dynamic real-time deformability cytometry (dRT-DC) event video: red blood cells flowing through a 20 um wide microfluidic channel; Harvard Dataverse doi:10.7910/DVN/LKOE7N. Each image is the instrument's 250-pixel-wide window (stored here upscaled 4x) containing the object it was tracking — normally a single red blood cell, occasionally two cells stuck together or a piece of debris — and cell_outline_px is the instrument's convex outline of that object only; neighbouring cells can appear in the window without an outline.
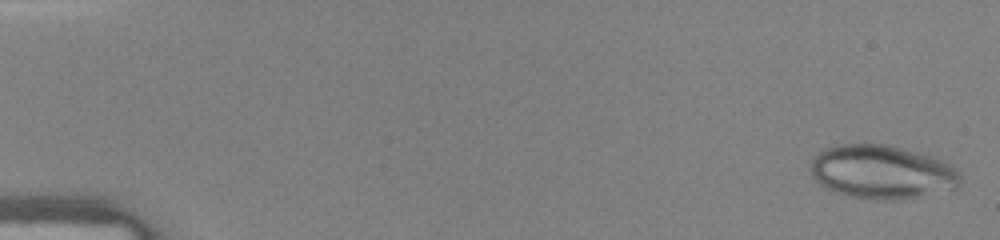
{"species": "human", "species_latin": "Homo sapiens", "temperature_condition": "warm", "stored_images_in_passage": 44, "camera_frame_rate_fps": 3000, "um_per_image_px": 0.085, "donor": {"sex": "female"}, "frame": {"image": 1, "passage_image": 1, "time_ms": 0.0, "image_size_px": [1000, 240], "cell_outline_px": [[960, 184], [956, 188], [900, 200], [884, 200], [852, 196], [836, 192], [824, 188], [812, 176], [808, 168], [812, 156], [824, 148], [836, 144], [888, 144], [904, 148], [932, 156], [944, 160], [952, 164], [960, 172]], "centroid_in_image_um": [74.94, 14.59], "position_along_channel_um": 10.1, "area_um2": 47.4}}
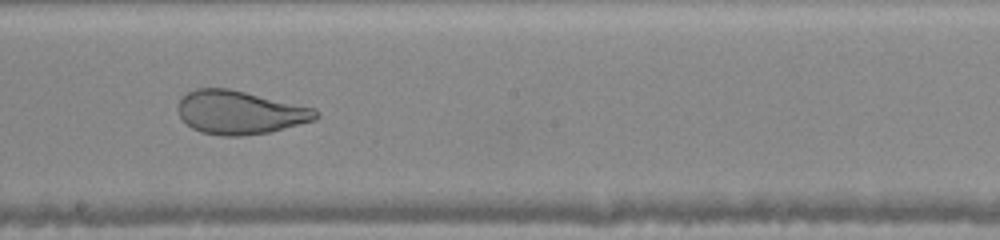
{"frame": {"image": 2, "passage_image": 25, "time_ms": 8.0, "image_size_px": [1000, 240], "cell_outline_px": [[320, 116], [316, 120], [268, 132], [240, 136], [220, 136], [200, 132], [192, 128], [180, 116], [176, 108], [180, 100], [188, 92], [196, 88], [228, 88], [316, 108], [320, 112]], "centroid_in_image_um": [20.41, 9.56], "position_along_channel_um": 227.8, "area_um2": 34.97}}
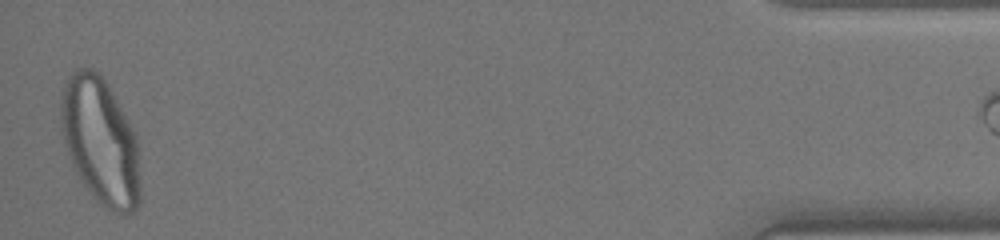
{"frame": {"image": 3, "passage_image": 43, "time_ms": 14.0, "image_size_px": [1000, 240], "cell_outline_px": [[140, 204], [132, 212], [120, 216], [100, 204], [80, 180], [64, 140], [60, 120], [60, 104], [64, 88], [72, 72], [80, 68], [92, 68], [100, 72], [108, 84], [132, 128], [136, 136], [140, 188]], "centroid_in_image_um": [8.55, 12.02], "position_along_channel_um": 426.6, "area_um2": 58.15}}